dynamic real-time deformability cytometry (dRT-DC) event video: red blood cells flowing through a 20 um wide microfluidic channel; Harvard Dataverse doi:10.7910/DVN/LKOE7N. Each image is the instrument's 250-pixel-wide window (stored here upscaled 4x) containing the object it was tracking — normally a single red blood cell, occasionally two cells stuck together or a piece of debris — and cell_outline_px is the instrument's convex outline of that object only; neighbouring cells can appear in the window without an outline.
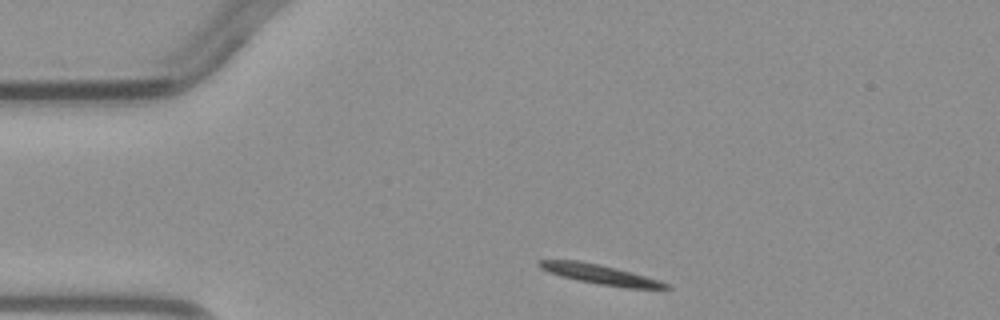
{"species": "common noctule bat (a hibernating species)", "species_latin": "Nyctalus noctula", "temperature_condition": "warm", "stored_images_in_passage": 2, "camera_frame_rate_fps": 3000, "um_per_image_px": 0.085, "animal": {"sex": "male", "body_mass_g": 23.1, "forearm_length_mm": 52.7}, "frame": {"image": 1, "passage_image": 1, "time_ms": 0.0, "image_size_px": [1000, 320], "cell_outline_px": [[672, 288], [628, 288], [600, 284], [560, 276], [548, 272], [540, 268], [536, 264], [540, 260], [580, 260], [600, 264], [616, 268], [660, 280], [668, 284]], "centroid_in_image_um": [50.98, 23.31], "position_along_channel_um": 34.0, "area_um2": 14.39}}